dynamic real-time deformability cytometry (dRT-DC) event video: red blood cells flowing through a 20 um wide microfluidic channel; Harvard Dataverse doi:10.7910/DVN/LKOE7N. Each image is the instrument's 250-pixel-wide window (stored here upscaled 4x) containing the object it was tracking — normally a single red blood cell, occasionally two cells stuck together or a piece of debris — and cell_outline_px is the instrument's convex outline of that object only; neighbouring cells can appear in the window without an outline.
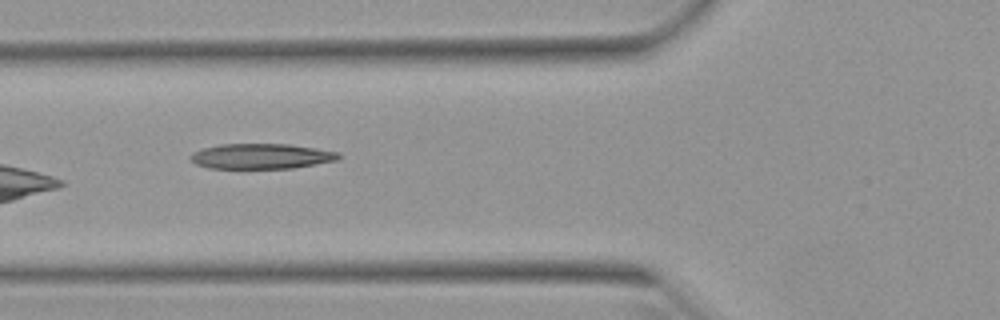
{"species": "Egyptian fruit bat (a non-hibernating species)", "species_latin": "Rousettus aegyptiacus", "temperature_condition": "warm", "stored_images_in_passage": 25, "camera_frame_rate_fps": 3000, "um_per_image_px": 0.085, "animal": {"sex": "female"}, "frame": {"image": 1, "passage_image": 6, "time_ms": 1.667, "image_size_px": [1000, 320], "cell_outline_px": [[344, 156], [340, 160], [292, 168], [208, 168], [196, 164], [188, 156], [192, 152], [204, 148], [220, 144], [288, 144], [316, 148], [340, 152]], "centroid_in_image_um": [22.26, 13.28], "position_along_channel_um": 103.5, "area_um2": 21.96}}